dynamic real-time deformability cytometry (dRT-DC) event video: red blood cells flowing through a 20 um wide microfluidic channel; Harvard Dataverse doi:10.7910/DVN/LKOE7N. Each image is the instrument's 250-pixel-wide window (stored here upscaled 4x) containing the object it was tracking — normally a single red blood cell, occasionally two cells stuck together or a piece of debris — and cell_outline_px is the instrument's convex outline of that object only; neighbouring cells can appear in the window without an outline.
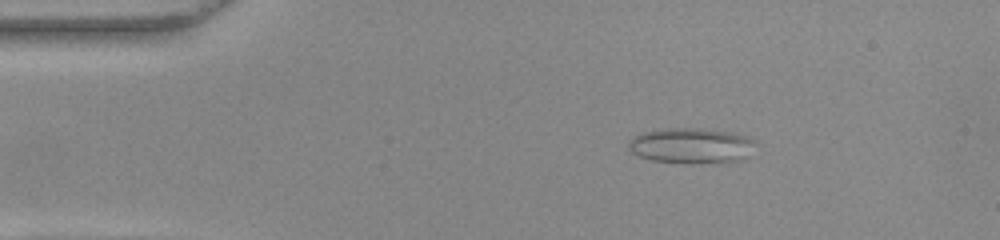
{"species": "common noctule bat (a hibernating species)", "species_latin": "Nyctalus noctula", "temperature_condition": "warm", "stored_images_in_passage": 45, "camera_frame_rate_fps": 3000, "um_per_image_px": 0.085, "animal": {"sex": "female", "body_mass_g": 22.0, "forearm_length_mm": 56.7}, "frame": {"image": 1, "passage_image": 1, "time_ms": 0.0, "image_size_px": [1000, 240], "cell_outline_px": [[756, 144], [744, 160], [724, 164], [692, 164], [652, 160], [640, 156], [632, 152], [628, 148], [628, 140], [644, 132], [668, 128], [696, 128], [728, 132], [748, 136], [756, 140]], "centroid_in_image_um": [58.83, 12.41], "position_along_channel_um": 26.2, "area_um2": 26.7}}
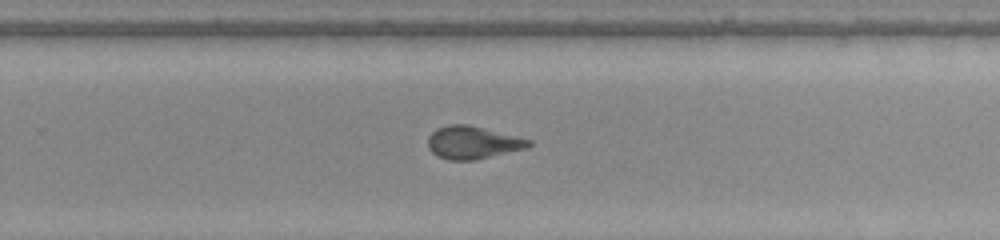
{"frame": {"image": 2, "passage_image": 26, "time_ms": 8.333, "image_size_px": [1000, 240], "cell_outline_px": [[532, 144], [528, 148], [476, 160], [448, 160], [436, 156], [428, 148], [428, 136], [436, 128], [448, 124], [468, 124], [532, 140]], "centroid_in_image_um": [40.17, 12.12], "position_along_channel_um": 289.6, "area_um2": 19.42}}
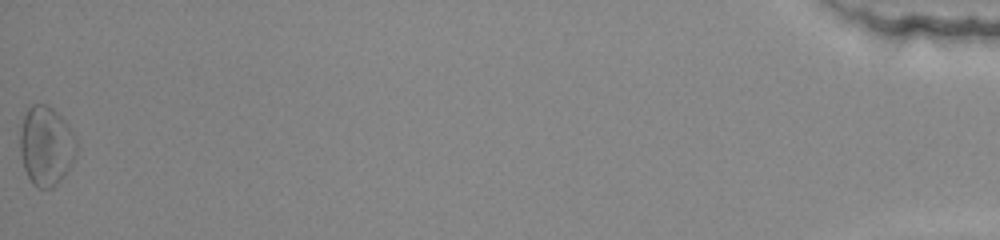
{"frame": {"image": 3, "passage_image": 45, "time_ms": 14.667, "image_size_px": [1000, 240], "cell_outline_px": [[76, 152], [68, 168], [60, 180], [52, 188], [36, 188], [32, 184], [24, 168], [20, 156], [20, 128], [24, 116], [28, 108], [32, 104], [48, 104], [64, 120], [72, 132], [76, 140]], "centroid_in_image_um": [3.88, 12.39], "position_along_channel_um": 431.3, "area_um2": 25.89}, "authors_computed_cell_mechanics": {"area_um2": 19.2474, "velocity_mm_per_s": 3.8743, "shape_relaxation_time_tau1_ms": null, "shape_relaxation_time_tau2_ms": 1.2625, "deformation_change_tau1": null, "deformation_change_tau2": 0.0807}}